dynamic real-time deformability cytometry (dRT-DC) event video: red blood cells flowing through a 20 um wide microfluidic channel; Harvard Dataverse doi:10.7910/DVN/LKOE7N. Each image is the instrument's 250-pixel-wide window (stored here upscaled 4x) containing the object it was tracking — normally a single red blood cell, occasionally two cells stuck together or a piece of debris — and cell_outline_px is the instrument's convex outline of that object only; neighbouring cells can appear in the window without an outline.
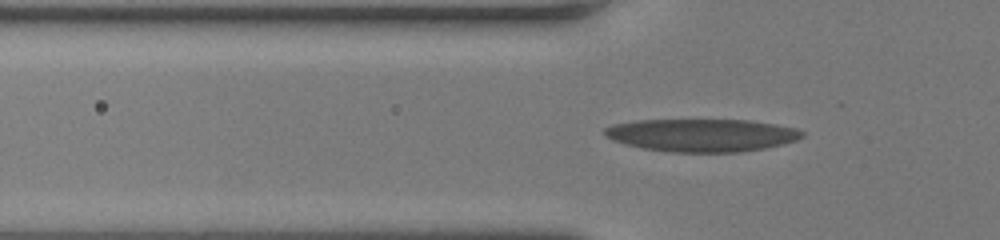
{"species": "human", "species_latin": "Homo sapiens", "temperature_condition": "room temperature", "stored_images_in_passage": 52, "camera_frame_rate_fps": 3000, "um_per_image_px": 0.085, "donor": {"sex": "female"}, "frame": {"image": 1, "passage_image": 18, "time_ms": 5.667, "image_size_px": [1000, 240], "cell_outline_px": [[804, 136], [796, 140], [764, 148], [740, 152], [672, 152], [640, 148], [624, 144], [612, 140], [604, 136], [604, 128], [612, 124], [636, 120], [748, 120], [776, 124], [796, 128], [804, 132]], "centroid_in_image_um": [59.61, 11.49], "position_along_channel_um": 66.2, "area_um2": 37.86}}
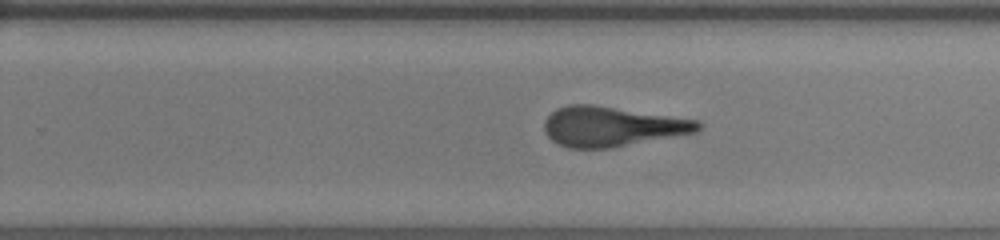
{"frame": {"image": 2, "passage_image": 34, "time_ms": 11.0, "image_size_px": [1000, 240], "cell_outline_px": [[704, 124], [696, 132], [612, 148], [568, 148], [556, 144], [544, 132], [544, 120], [556, 108], [568, 104], [592, 104], [700, 120]], "centroid_in_image_um": [52.0, 10.75], "position_along_channel_um": 277.8, "area_um2": 36.01}}
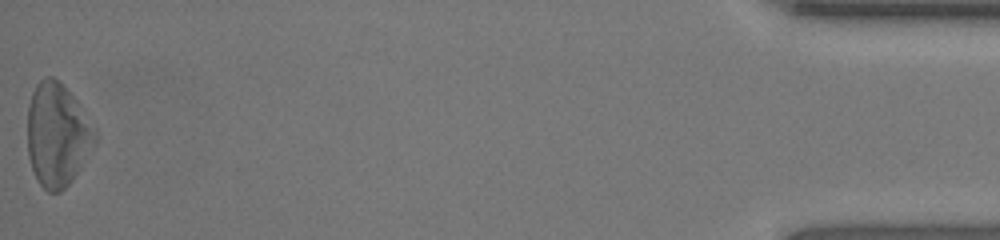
{"frame": {"image": 3, "passage_image": 52, "time_ms": 17.0, "image_size_px": [1000, 240], "cell_outline_px": [[96, 140], [80, 168], [72, 180], [60, 192], [48, 192], [40, 184], [32, 168], [28, 156], [28, 104], [32, 92], [36, 84], [44, 76], [52, 76], [76, 100], [96, 128]], "centroid_in_image_um": [4.86, 11.46], "position_along_channel_um": 430.3, "area_um2": 40.23}, "authors_computed_cell_mechanics": {"area_um2": 36.6163, "velocity_mm_per_s": 4.1021, "shape_relaxation_time_tau1_ms": 5.5625, "shape_relaxation_time_tau2_ms": 1.8263, "deformation_change_tau1": 0.1961, "deformation_change_tau2": 0.1154}}